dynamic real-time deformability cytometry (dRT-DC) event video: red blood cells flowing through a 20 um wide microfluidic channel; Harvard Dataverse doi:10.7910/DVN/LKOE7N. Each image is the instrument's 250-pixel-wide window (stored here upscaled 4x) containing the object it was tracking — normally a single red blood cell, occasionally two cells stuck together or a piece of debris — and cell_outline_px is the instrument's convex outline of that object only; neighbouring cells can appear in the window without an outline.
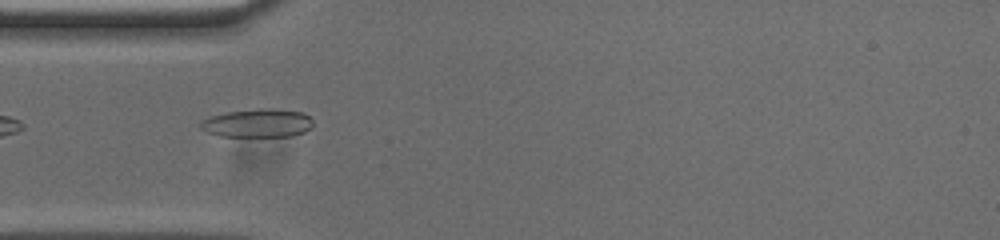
{"species": "common noctule bat (a hibernating species)", "species_latin": "Nyctalus noctula", "temperature_condition": "cold", "stored_images_in_passage": 39, "camera_frame_rate_fps": 3000, "um_per_image_px": 0.085, "animal": {"sex": "male", "body_mass_g": 20.0, "forearm_length_mm": 53.3}, "frame": {"image": 1, "passage_image": 1, "time_ms": 0.0, "image_size_px": [1000, 240], "cell_outline_px": [[312, 128], [304, 132], [292, 136], [220, 136], [208, 132], [200, 128], [200, 120], [212, 116], [228, 112], [260, 108], [276, 108], [304, 112], [312, 120]], "centroid_in_image_um": [21.93, 10.46], "position_along_channel_um": 63.1, "area_um2": 18.73}}
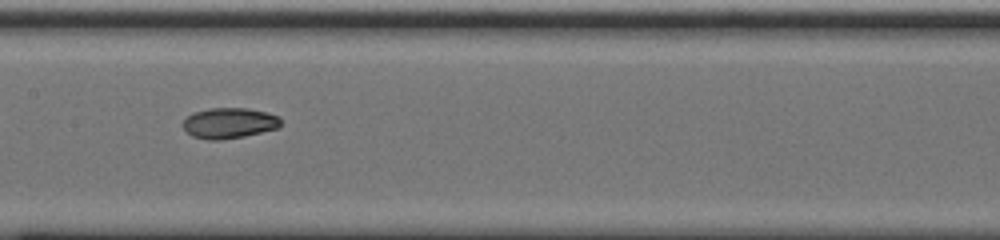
{"frame": {"image": 2, "passage_image": 11, "time_ms": 3.333, "image_size_px": [1000, 240], "cell_outline_px": [[280, 128], [244, 136], [220, 140], [208, 140], [192, 136], [184, 128], [184, 120], [192, 112], [208, 108], [248, 108], [268, 112], [280, 116]], "centroid_in_image_um": [19.51, 10.45], "position_along_channel_um": 187.9, "area_um2": 17.57}}
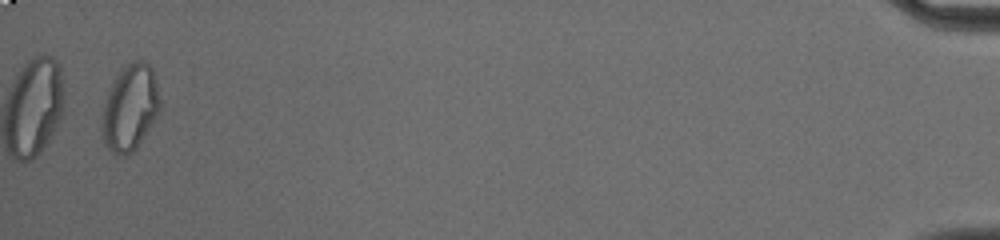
{"frame": {"image": 3, "passage_image": 38, "time_ms": 12.333, "image_size_px": [1000, 240], "cell_outline_px": [[160, 112], [136, 148], [128, 156], [116, 156], [104, 144], [100, 128], [100, 116], [104, 100], [112, 80], [128, 64], [136, 60], [144, 60], [152, 68], [156, 80], [160, 100]], "centroid_in_image_um": [11.02, 9.19], "position_along_channel_um": 424.2, "area_um2": 29.65}, "authors_computed_cell_mechanics": {"area_um2": 18.207, "velocity_mm_per_s": 3.7316, "shape_relaxation_time_tau1_ms": null, "shape_relaxation_time_tau2_ms": 9.3678, "deformation_change_tau1": null, "deformation_change_tau2": 0.1239}}